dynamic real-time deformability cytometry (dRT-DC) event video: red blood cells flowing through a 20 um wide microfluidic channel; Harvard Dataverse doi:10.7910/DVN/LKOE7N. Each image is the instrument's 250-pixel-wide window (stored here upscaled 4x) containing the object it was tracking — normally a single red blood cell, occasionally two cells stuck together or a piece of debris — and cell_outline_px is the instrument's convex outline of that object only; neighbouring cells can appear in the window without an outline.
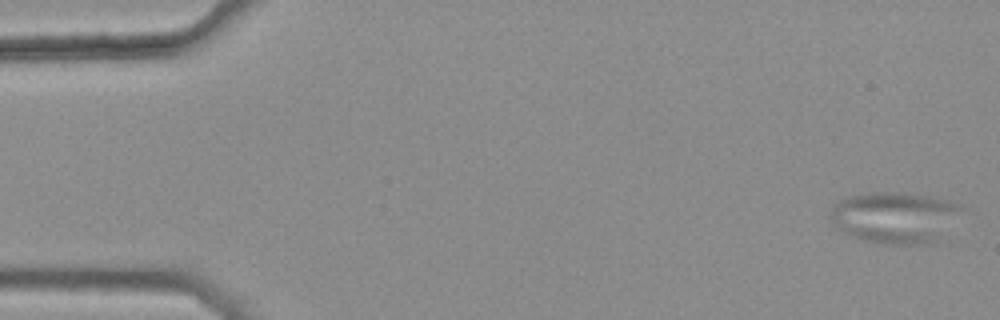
{"species": "common noctule bat (a hibernating species)", "species_latin": "Nyctalus noctula", "temperature_condition": "warm", "stored_images_in_passage": 45, "camera_frame_rate_fps": 3000, "um_per_image_px": 0.085, "animal": {"sex": "female", "body_mass_g": 25.1}, "frame": {"image": 1, "passage_image": 1, "time_ms": 0.0, "image_size_px": [1000, 320], "cell_outline_px": [[964, 208], [932, 244], [880, 244], [844, 232], [836, 224], [828, 212], [836, 200], [848, 196], [868, 192], [896, 192], [928, 196], [960, 204]], "centroid_in_image_um": [76.02, 18.45], "position_along_channel_um": 9.0, "area_um2": 38.61}}
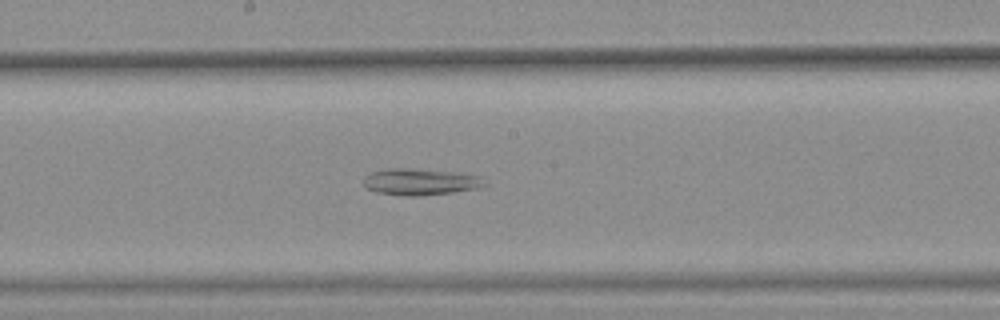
{"frame": {"image": 2, "passage_image": 28, "time_ms": 9.0, "image_size_px": [1000, 320], "cell_outline_px": [[488, 184], [476, 188], [452, 192], [420, 196], [408, 196], [376, 192], [368, 188], [364, 184], [364, 176], [372, 172], [388, 168], [408, 168], [452, 172], [476, 176]], "centroid_in_image_um": [35.66, 15.46], "position_along_channel_um": 212.5, "area_um2": 18.32}}
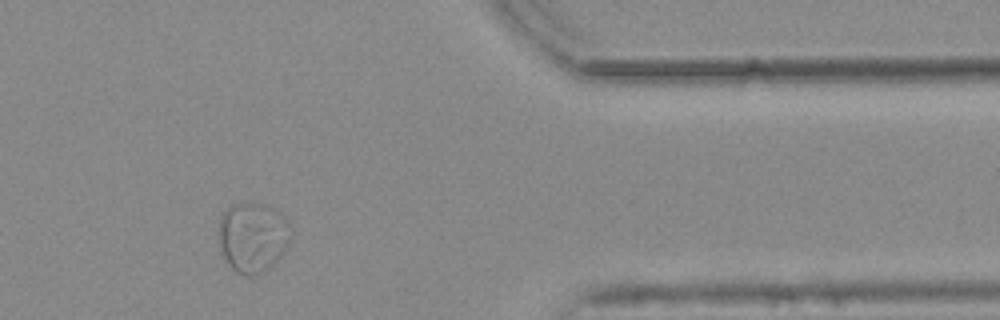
{"frame": {"image": 3, "passage_image": 44, "time_ms": 14.333, "image_size_px": [1000, 320], "cell_outline_px": [[288, 244], [284, 252], [268, 268], [260, 272], [248, 276], [236, 272], [228, 264], [224, 256], [220, 244], [220, 216], [232, 204], [264, 204], [272, 208], [276, 212], [288, 240]], "centroid_in_image_um": [21.38, 20.2], "position_along_channel_um": 390.0, "area_um2": 27.63}}